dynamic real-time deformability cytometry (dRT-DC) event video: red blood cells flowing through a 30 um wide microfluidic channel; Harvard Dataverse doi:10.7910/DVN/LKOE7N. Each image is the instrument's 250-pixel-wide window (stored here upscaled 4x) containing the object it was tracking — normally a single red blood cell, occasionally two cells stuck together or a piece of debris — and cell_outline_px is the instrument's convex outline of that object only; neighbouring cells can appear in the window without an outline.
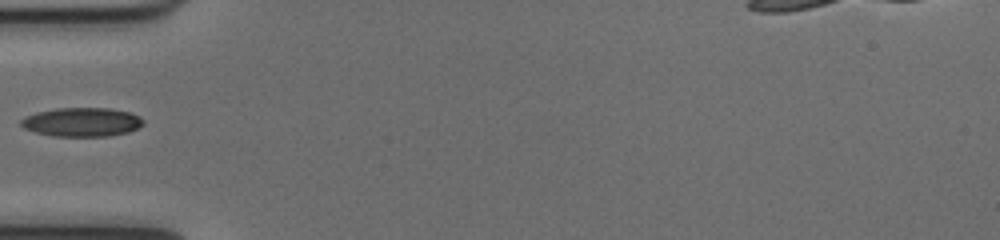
{"species": "common noctule bat (a hibernating species)", "species_latin": "Nyctalus noctula", "temperature_condition": "cold", "stored_images_in_passage": 36, "camera_frame_rate_fps": 3000, "um_per_image_px": 0.085, "animal": {"sex": "female", "body_mass_g": 17.0, "forearm_length_mm": 48.0}, "frame": {"image": 1, "passage_image": 1, "time_ms": 0.0, "image_size_px": [1000, 240], "cell_outline_px": [[144, 124], [128, 132], [108, 136], [56, 136], [36, 132], [24, 128], [20, 124], [20, 120], [36, 112], [56, 108], [108, 108], [128, 112], [140, 116], [144, 120]], "centroid_in_image_um": [6.97, 10.37], "position_along_channel_um": 78.0, "area_um2": 20.46}}
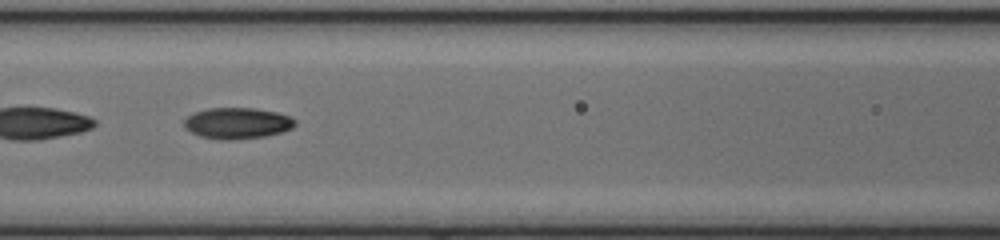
{"frame": {"image": 2, "passage_image": 6, "time_ms": 1.667, "image_size_px": [1000, 240], "cell_outline_px": [[296, 124], [292, 128], [280, 132], [264, 136], [228, 140], [220, 140], [200, 136], [192, 132], [184, 124], [184, 120], [188, 116], [196, 112], [208, 108], [256, 108], [276, 112], [288, 116], [296, 120]], "centroid_in_image_um": [20.18, 10.46], "position_along_channel_um": 146.4, "area_um2": 19.88}}
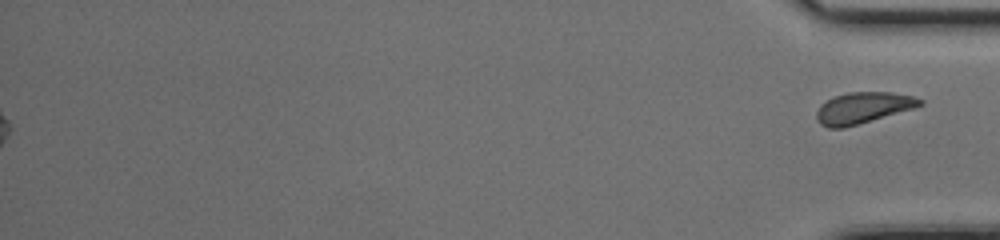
{"frame": {"image": 3, "passage_image": 36, "time_ms": 11.667, "image_size_px": [1000, 240], "cell_outline_px": [[924, 104], [916, 108], [844, 128], [828, 128], [820, 124], [816, 120], [816, 112], [820, 104], [836, 96], [848, 92], [892, 92], [912, 96], [924, 100]], "centroid_in_image_um": [73.37, 9.17], "position_along_channel_um": 361.8, "area_um2": 18.96}}